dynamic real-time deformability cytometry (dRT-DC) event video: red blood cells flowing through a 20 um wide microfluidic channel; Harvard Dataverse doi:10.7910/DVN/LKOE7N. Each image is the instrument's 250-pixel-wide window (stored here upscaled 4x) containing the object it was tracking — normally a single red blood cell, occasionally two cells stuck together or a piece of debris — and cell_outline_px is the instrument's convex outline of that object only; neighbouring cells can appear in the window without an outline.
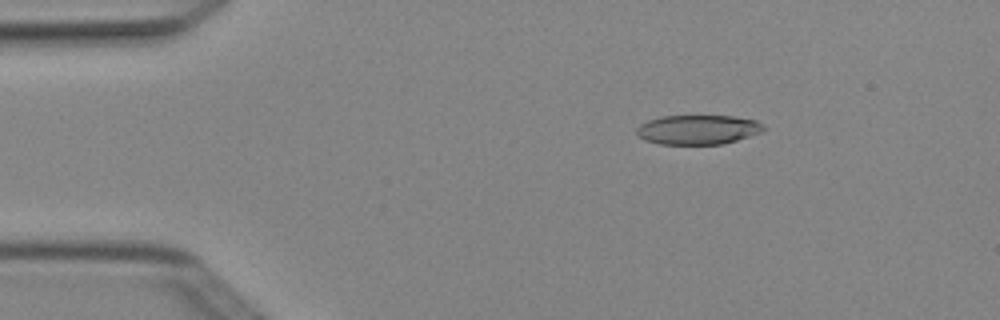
{"species": "Egyptian fruit bat (a non-hibernating species)", "species_latin": "Rousettus aegyptiacus", "temperature_condition": "cold", "stored_images_in_passage": 3, "camera_frame_rate_fps": 3000, "um_per_image_px": 0.085, "animal": {"sex": "female"}, "frame": {"image": 1, "passage_image": 2, "time_ms": 0.333, "image_size_px": [1000, 320], "cell_outline_px": [[764, 132], [724, 144], [660, 144], [644, 140], [636, 132], [636, 128], [640, 124], [648, 120], [664, 116], [732, 116], [756, 120], [764, 124]], "centroid_in_image_um": [59.35, 11.02], "position_along_channel_um": 25.6, "area_um2": 21.91}}